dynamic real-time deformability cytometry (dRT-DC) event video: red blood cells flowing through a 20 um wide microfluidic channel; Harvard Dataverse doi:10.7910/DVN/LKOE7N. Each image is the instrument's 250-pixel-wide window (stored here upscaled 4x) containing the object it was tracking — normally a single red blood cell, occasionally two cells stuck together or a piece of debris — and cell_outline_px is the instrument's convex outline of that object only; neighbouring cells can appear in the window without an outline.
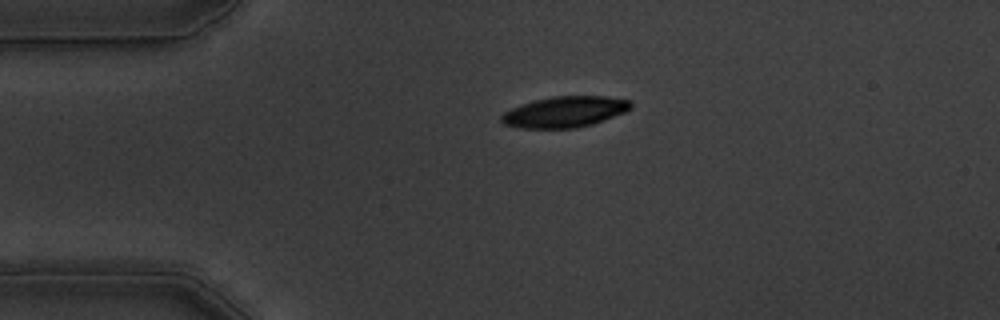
{"species": "common noctule bat (a hibernating species)", "species_latin": "Nyctalus noctula", "temperature_condition": "warm", "stored_images_in_passage": 45, "camera_frame_rate_fps": 3000, "um_per_image_px": 0.085, "animal": {"sex": "male", "body_mass_g": 19.5, "forearm_length_mm": 54.6}, "frame": {"image": 1, "passage_image": 1, "time_ms": 0.0, "image_size_px": [1000, 320], "cell_outline_px": [[632, 108], [624, 112], [604, 120], [592, 124], [576, 128], [520, 128], [504, 124], [500, 120], [500, 116], [504, 112], [512, 108], [536, 100], [552, 96], [604, 96], [632, 100]], "centroid_in_image_um": [48.03, 9.51], "position_along_channel_um": 37.0, "area_um2": 23.24}}
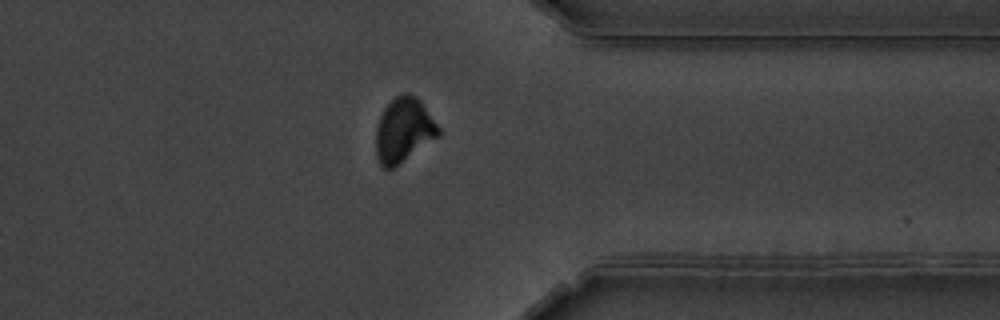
{"frame": {"image": 2, "passage_image": 33, "time_ms": 10.667, "image_size_px": [1000, 320], "cell_outline_px": [[440, 136], [400, 164], [392, 168], [384, 168], [380, 164], [376, 156], [376, 128], [380, 116], [384, 108], [396, 96], [404, 92], [408, 92], [416, 96], [420, 100], [440, 128]], "centroid_in_image_um": [34.32, 11.06], "position_along_channel_um": 377.1, "area_um2": 23.64}}
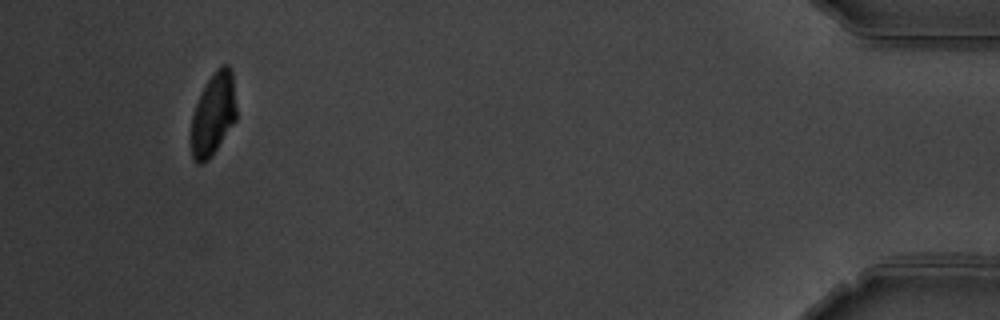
{"frame": {"image": 3, "passage_image": 42, "time_ms": 13.667, "image_size_px": [1000, 320], "cell_outline_px": [[236, 120], [216, 148], [200, 164], [196, 164], [192, 160], [192, 116], [196, 104], [208, 80], [216, 68], [220, 64], [228, 64], [232, 68], [236, 108]], "centroid_in_image_um": [18.15, 9.63], "position_along_channel_um": 417.1, "area_um2": 21.33}, "authors_computed_cell_mechanics": {"area_um2": 24.2182, "velocity_mm_per_s": 3.5481, "shape_relaxation_time_tau1_ms": 3.5962, "shape_relaxation_time_tau2_ms": 2.4574, "deformation_change_tau1": 0.1637, "deformation_change_tau2": 0.0635}}